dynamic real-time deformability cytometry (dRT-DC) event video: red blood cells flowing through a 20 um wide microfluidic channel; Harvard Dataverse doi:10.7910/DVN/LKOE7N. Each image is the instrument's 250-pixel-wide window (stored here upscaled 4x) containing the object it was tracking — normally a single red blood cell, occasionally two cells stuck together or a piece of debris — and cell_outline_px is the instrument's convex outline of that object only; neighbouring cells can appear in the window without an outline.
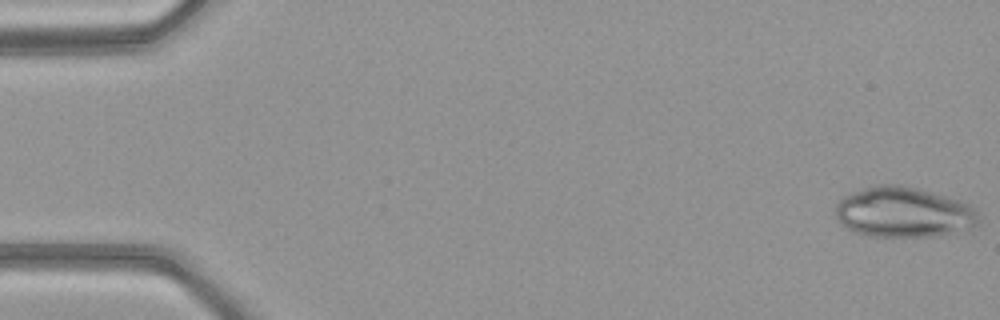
{"species": "common noctule bat (a hibernating species)", "species_latin": "Nyctalus noctula", "temperature_condition": "warm", "stored_images_in_passage": 50, "camera_frame_rate_fps": 3000, "um_per_image_px": 0.085, "animal": {"sex": "female", "body_mass_g": 21.9}, "frame": {"image": 1, "passage_image": 1, "time_ms": 0.0, "image_size_px": [1000, 320], "cell_outline_px": [[980, 224], [972, 228], [936, 236], [872, 236], [856, 232], [840, 224], [836, 216], [836, 204], [844, 196], [852, 192], [876, 184], [900, 184], [948, 196], [960, 200], [976, 208], [980, 216]], "centroid_in_image_um": [76.85, 18.03], "position_along_channel_um": 8.2, "area_um2": 42.25}}
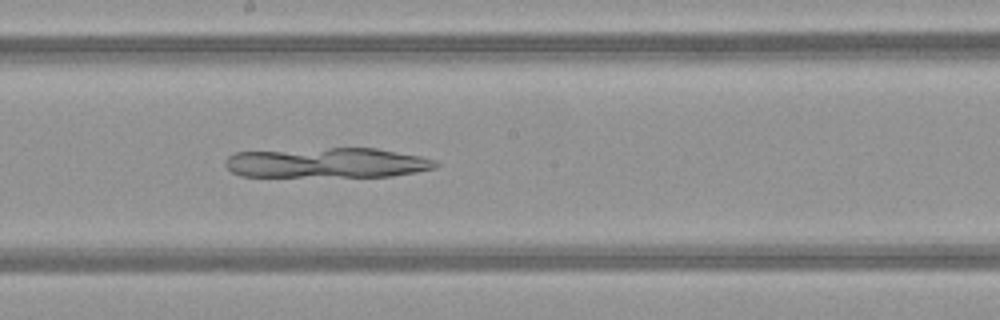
{"frame": {"image": 2, "passage_image": 27, "time_ms": 8.667, "image_size_px": [1000, 320], "cell_outline_px": [[440, 164], [436, 168], [416, 172], [392, 176], [240, 176], [232, 172], [224, 164], [224, 160], [228, 156], [236, 152], [328, 148], [376, 148], [420, 156], [436, 160]], "centroid_in_image_um": [27.82, 13.84], "position_along_channel_um": 220.4, "area_um2": 36.82}}
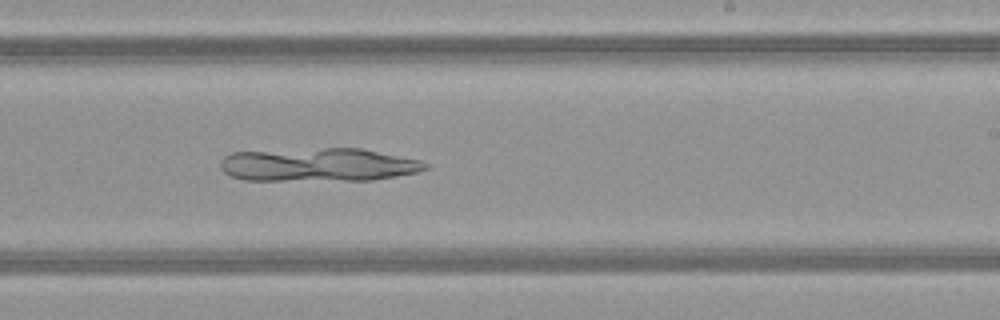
{"frame": {"image": 3, "passage_image": 30, "time_ms": 9.667, "image_size_px": [1000, 320], "cell_outline_px": [[428, 168], [416, 172], [396, 176], [372, 180], [244, 180], [232, 176], [224, 172], [220, 168], [220, 160], [224, 156], [232, 152], [324, 148], [360, 148], [420, 160], [428, 164]], "centroid_in_image_um": [27.04, 14.0], "position_along_channel_um": 262.0, "area_um2": 39.82}}